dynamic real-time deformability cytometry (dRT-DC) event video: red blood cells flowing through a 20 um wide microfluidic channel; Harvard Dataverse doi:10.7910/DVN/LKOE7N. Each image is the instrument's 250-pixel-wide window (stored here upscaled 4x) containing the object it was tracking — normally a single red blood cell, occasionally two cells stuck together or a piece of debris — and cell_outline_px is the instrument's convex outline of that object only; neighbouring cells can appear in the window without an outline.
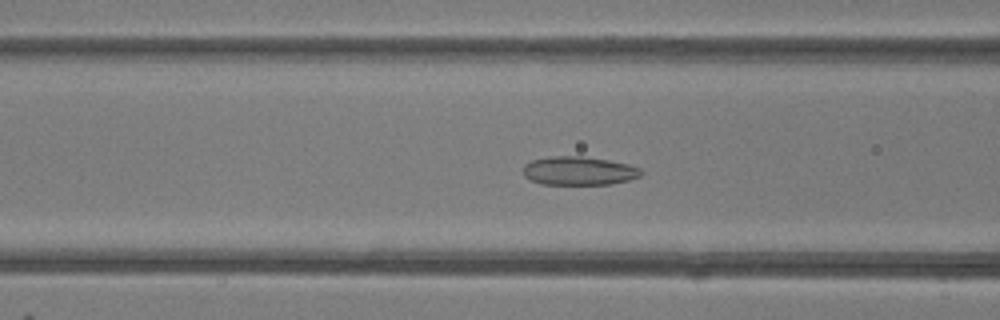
{"species": "common noctule bat (a hibernating species)", "species_latin": "Nyctalus noctula", "temperature_condition": "room temperature", "stored_images_in_passage": 37, "camera_frame_rate_fps": 3000, "um_per_image_px": 0.085, "animal": {"sex": "female"}, "frame": {"image": 1, "passage_image": 7, "time_ms": 2.0, "image_size_px": [1000, 320], "cell_outline_px": [[644, 172], [640, 176], [628, 180], [612, 184], [540, 184], [524, 176], [524, 164], [532, 160], [552, 156], [580, 156], [608, 160], [628, 164], [640, 168]], "centroid_in_image_um": [49.22, 14.52], "position_along_channel_um": 117.4, "area_um2": 19.59}}
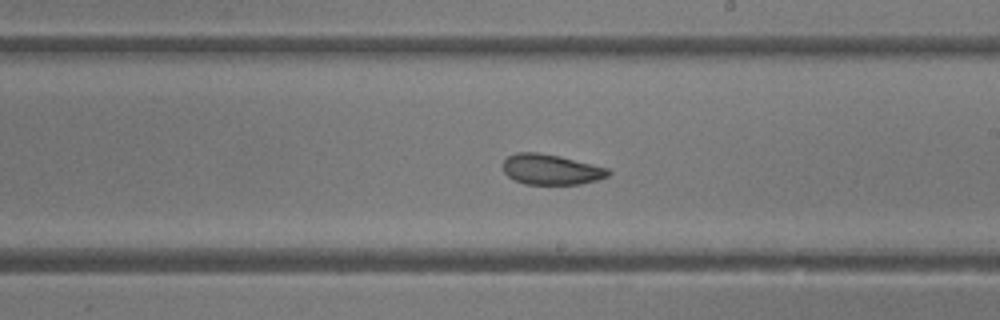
{"frame": {"image": 2, "passage_image": 16, "time_ms": 5.0, "image_size_px": [1000, 320], "cell_outline_px": [[612, 172], [608, 176], [596, 180], [580, 184], [524, 184], [508, 176], [504, 172], [504, 160], [508, 156], [516, 152], [536, 152], [560, 156], [608, 168]], "centroid_in_image_um": [46.85, 14.4], "position_along_channel_um": 242.2, "area_um2": 18.55}}
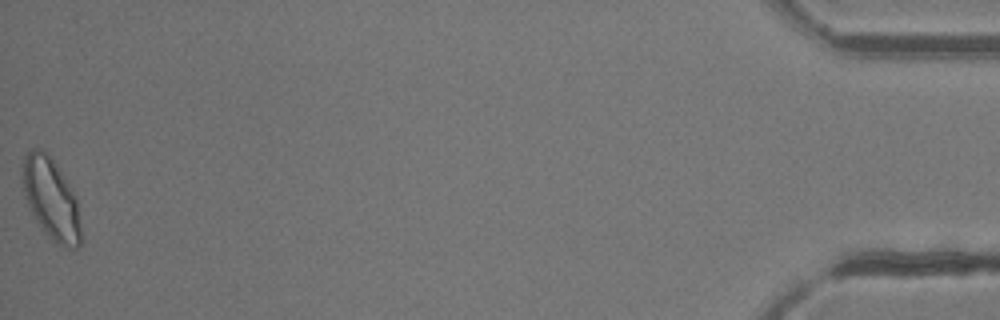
{"frame": {"image": 3, "passage_image": 37, "time_ms": 12.0, "image_size_px": [1000, 320], "cell_outline_px": [[84, 240], [76, 248], [68, 248], [52, 240], [40, 228], [28, 208], [24, 196], [24, 156], [32, 148], [40, 148], [48, 152], [56, 164], [76, 196]], "centroid_in_image_um": [4.38, 16.95], "position_along_channel_um": 430.8, "area_um2": 27.92}, "authors_computed_cell_mechanics": {"area_um2": 19.7676, "velocity_mm_per_s": 4.156, "shape_relaxation_time_tau1_ms": 7.6644, "shape_relaxation_time_tau2_ms": 2.0507, "deformation_change_tau1": 0.1489, "deformation_change_tau2": 0.0751}}